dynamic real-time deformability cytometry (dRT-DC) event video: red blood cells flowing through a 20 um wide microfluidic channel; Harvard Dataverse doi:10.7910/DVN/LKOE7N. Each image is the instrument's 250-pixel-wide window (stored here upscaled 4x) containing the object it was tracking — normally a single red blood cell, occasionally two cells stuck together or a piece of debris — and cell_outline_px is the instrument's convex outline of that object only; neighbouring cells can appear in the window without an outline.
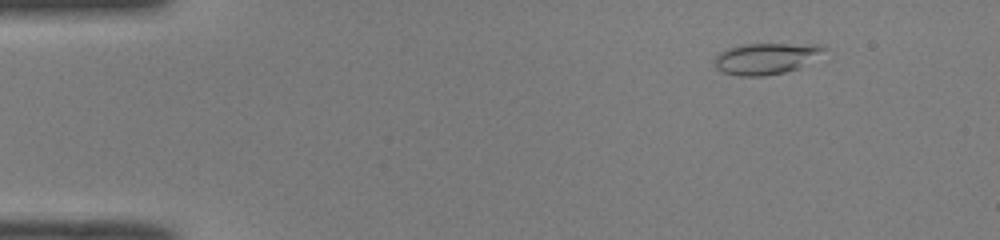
{"species": "common noctule bat (a hibernating species)", "species_latin": "Nyctalus noctula", "temperature_condition": "room temperature", "stored_images_in_passage": 50, "camera_frame_rate_fps": 3000, "um_per_image_px": 0.085, "animal": {"sex": "male", "body_mass_g": 19.0, "forearm_length_mm": 50.8}, "frame": {"image": 1, "passage_image": 6, "time_ms": 1.667, "image_size_px": [1000, 240], "cell_outline_px": [[828, 48], [800, 68], [784, 72], [764, 76], [736, 76], [724, 72], [716, 68], [716, 56], [720, 52], [728, 48], [744, 44], [820, 44]], "centroid_in_image_um": [65.12, 4.97], "position_along_channel_um": 19.9, "area_um2": 19.77}}
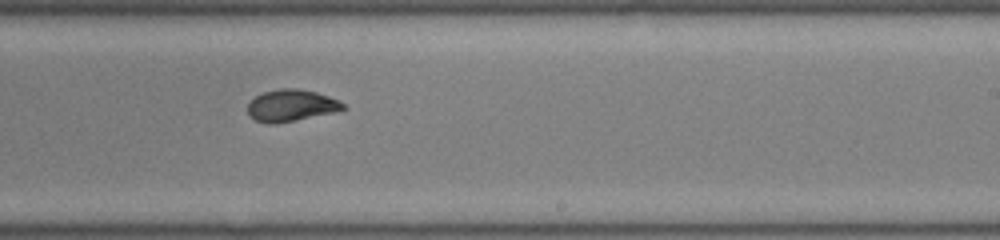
{"frame": {"image": 2, "passage_image": 31, "time_ms": 10.0, "image_size_px": [1000, 240], "cell_outline_px": [[348, 108], [340, 112], [276, 124], [272, 124], [256, 120], [248, 116], [248, 104], [256, 96], [264, 92], [280, 88], [296, 88], [316, 92], [340, 100]], "centroid_in_image_um": [24.82, 8.98], "position_along_channel_um": 264.2, "area_um2": 17.98}}
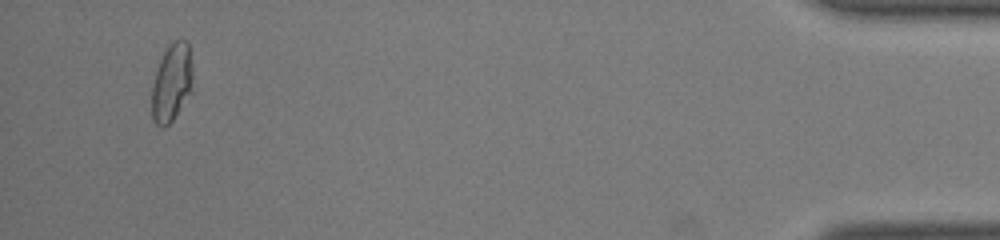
{"frame": {"image": 3, "passage_image": 48, "time_ms": 15.667, "image_size_px": [1000, 240], "cell_outline_px": [[192, 92], [172, 120], [164, 128], [160, 128], [152, 120], [152, 84], [160, 60], [168, 44], [176, 40], [184, 40], [188, 44], [192, 72]], "centroid_in_image_um": [14.59, 7.06], "position_along_channel_um": 420.6, "area_um2": 18.55}, "authors_computed_cell_mechanics": {"area_um2": 18.2648, "velocity_mm_per_s": 4.0792, "shape_relaxation_time_tau1_ms": 5.1269, "shape_relaxation_time_tau2_ms": 0.8758, "deformation_change_tau1": 0.1758, "deformation_change_tau2": 0.0543}}